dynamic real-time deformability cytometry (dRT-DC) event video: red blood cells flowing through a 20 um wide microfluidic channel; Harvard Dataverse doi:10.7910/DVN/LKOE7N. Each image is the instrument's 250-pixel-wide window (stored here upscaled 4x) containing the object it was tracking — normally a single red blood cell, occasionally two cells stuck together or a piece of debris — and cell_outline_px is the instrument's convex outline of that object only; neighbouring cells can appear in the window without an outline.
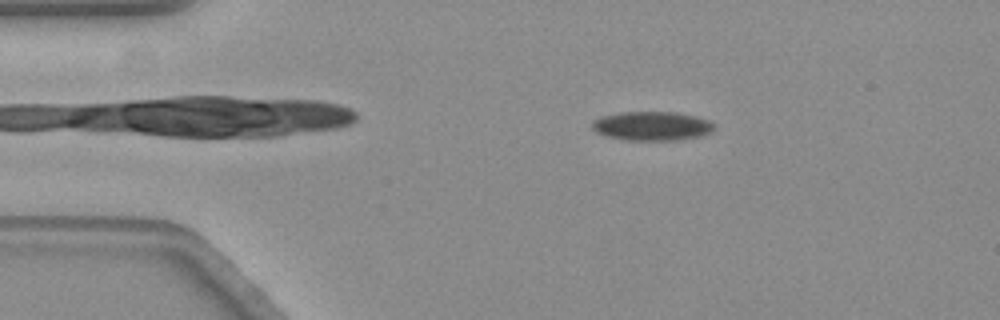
{"species": "common noctule bat (a hibernating species)", "species_latin": "Nyctalus noctula", "temperature_condition": "warm", "stored_images_in_passage": 57, "camera_frame_rate_fps": 3000, "um_per_image_px": 0.085, "animal": {"sex": "female", "body_mass_g": 19.3, "forearm_length_mm": 54.1}, "frame": {"image": 1, "passage_image": 9, "time_ms": 2.667, "image_size_px": [1000, 320], "cell_outline_px": [[716, 128], [708, 132], [696, 136], [676, 140], [628, 140], [608, 136], [596, 132], [592, 128], [592, 124], [596, 120], [604, 116], [620, 112], [672, 112], [692, 116], [708, 120]], "centroid_in_image_um": [55.38, 10.71], "position_along_channel_um": 29.6, "area_um2": 20.06}}
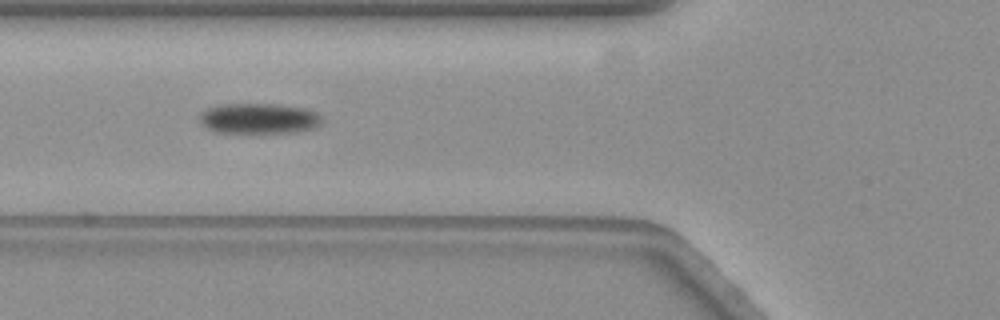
{"frame": {"image": 2, "passage_image": 20, "time_ms": 6.333, "image_size_px": [1000, 320], "cell_outline_px": [[320, 124], [316, 128], [296, 132], [212, 132], [200, 120], [200, 116], [208, 108], [224, 104], [276, 104], [300, 108], [312, 112], [320, 116]], "centroid_in_image_um": [22.0, 10.08], "position_along_channel_um": 103.8, "area_um2": 21.15}}
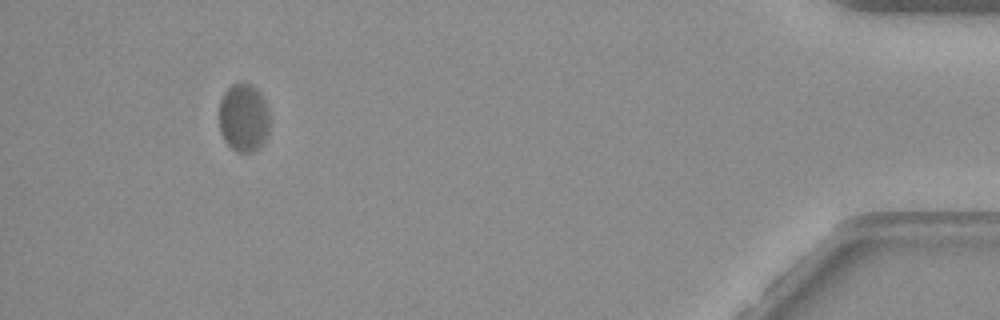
{"frame": {"image": 3, "passage_image": 53, "time_ms": 17.333, "image_size_px": [1000, 320], "cell_outline_px": [[268, 132], [264, 144], [260, 148], [252, 152], [240, 152], [232, 148], [224, 140], [220, 132], [220, 100], [224, 92], [232, 84], [252, 84], [260, 92], [268, 108]], "centroid_in_image_um": [20.72, 10.02], "position_along_channel_um": 414.5, "area_um2": 20.11}, "authors_computed_cell_mechanics": {"area_um2": 20.808, "velocity_mm_per_s": 3.4766, "shape_relaxation_time_tau1_ms": 5.9444, "shape_relaxation_time_tau2_ms": null, "deformation_change_tau1": 0.1144, "deformation_change_tau2": null}}